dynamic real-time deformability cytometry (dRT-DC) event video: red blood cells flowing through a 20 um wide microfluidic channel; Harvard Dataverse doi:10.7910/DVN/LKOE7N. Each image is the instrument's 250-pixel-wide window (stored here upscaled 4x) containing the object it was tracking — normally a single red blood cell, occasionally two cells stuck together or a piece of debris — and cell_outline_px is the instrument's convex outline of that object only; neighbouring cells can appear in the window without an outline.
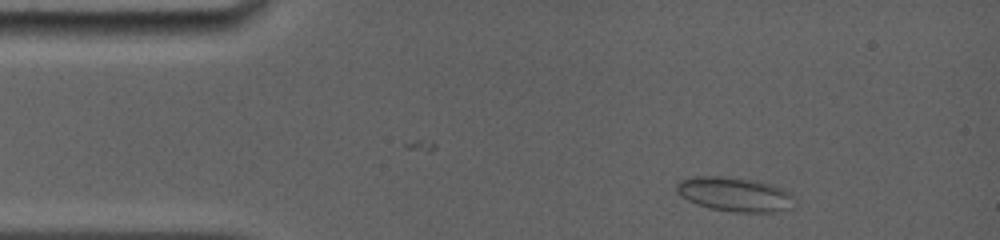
{"species": "common noctule bat (a hibernating species)", "species_latin": "Nyctalus noctula", "temperature_condition": "room temperature", "stored_images_in_passage": 2, "camera_frame_rate_fps": 5000, "um_per_image_px": 0.085, "animal": {"sex": "female", "body_mass_g": 19.0, "forearm_length_mm": 56.7}, "frame": {"image": 1, "passage_image": 2, "time_ms": 1.2, "image_size_px": [1000, 240], "cell_outline_px": [[792, 208], [776, 212], [732, 212], [712, 208], [696, 204], [680, 196], [676, 192], [676, 184], [680, 180], [692, 176], [720, 176], [756, 180], [776, 184], [784, 188], [792, 196]], "centroid_in_image_um": [62.45, 16.5], "position_along_channel_um": 22.6, "area_um2": 23.81}}